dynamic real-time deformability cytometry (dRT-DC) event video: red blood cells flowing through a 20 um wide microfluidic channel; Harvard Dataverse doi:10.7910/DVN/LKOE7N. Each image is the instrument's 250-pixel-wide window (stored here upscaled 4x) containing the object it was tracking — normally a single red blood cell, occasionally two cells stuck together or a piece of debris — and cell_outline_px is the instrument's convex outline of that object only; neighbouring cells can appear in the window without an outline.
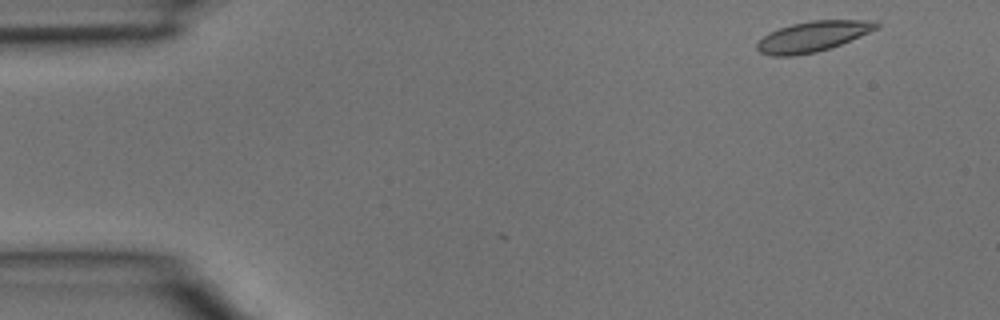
{"species": "common noctule bat (a hibernating species)", "species_latin": "Nyctalus noctula", "temperature_condition": "room temperature", "stored_images_in_passage": 3, "camera_frame_rate_fps": 3000, "um_per_image_px": 0.085, "animal": {"sex": "male", "body_mass_g": 15.6}, "frame": {"image": 1, "passage_image": 1, "time_ms": 0.0, "image_size_px": [1000, 320], "cell_outline_px": [[880, 28], [840, 44], [816, 52], [792, 56], [772, 56], [760, 52], [756, 48], [756, 44], [764, 36], [780, 28], [792, 24], [812, 20], [876, 20], [880, 24]], "centroid_in_image_um": [69.12, 3.09], "position_along_channel_um": 15.9, "area_um2": 20.98}}
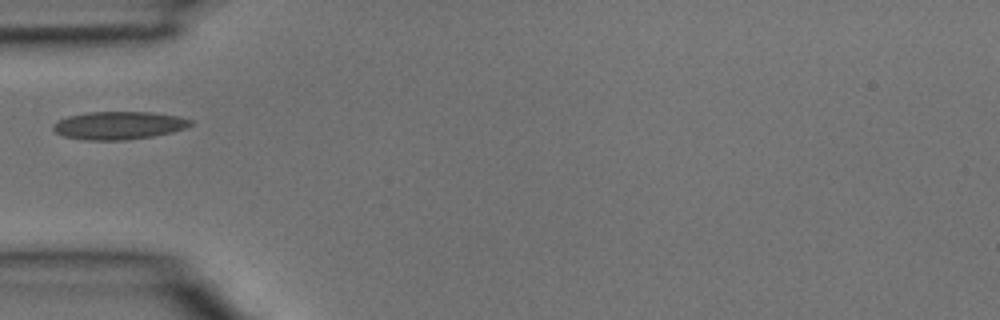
{"frame": {"image": 2, "passage_image": 3, "time_ms": 0.667, "image_size_px": [1000, 320], "cell_outline_px": [[192, 124], [184, 128], [172, 132], [152, 136], [124, 140], [84, 140], [64, 136], [56, 132], [52, 128], [52, 124], [56, 120], [68, 116], [88, 112], [152, 112], [176, 116], [192, 120]], "centroid_in_image_um": [10.05, 10.66], "position_along_channel_um": 75.0, "area_um2": 22.31}}